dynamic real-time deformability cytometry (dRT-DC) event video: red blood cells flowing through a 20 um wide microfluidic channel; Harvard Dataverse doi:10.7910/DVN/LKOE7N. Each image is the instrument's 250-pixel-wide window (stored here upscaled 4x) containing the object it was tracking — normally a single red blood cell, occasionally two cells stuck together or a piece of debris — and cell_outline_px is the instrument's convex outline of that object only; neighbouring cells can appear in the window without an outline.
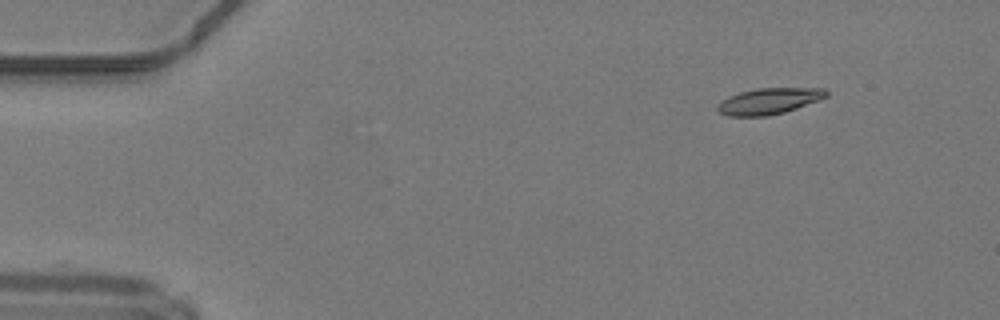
{"species": "common noctule bat (a hibernating species)", "species_latin": "Nyctalus noctula", "temperature_condition": "warm", "stored_images_in_passage": 44, "camera_frame_rate_fps": 3000, "um_per_image_px": 0.085, "animal": {"sex": "male", "body_mass_g": 19.2, "forearm_length_mm": 51.8}, "frame": {"image": 1, "passage_image": 1, "time_ms": 0.0, "image_size_px": [1000, 320], "cell_outline_px": [[828, 96], [820, 100], [784, 112], [768, 116], [728, 116], [720, 112], [716, 108], [728, 96], [740, 92], [756, 88], [824, 88], [828, 92]], "centroid_in_image_um": [65.4, 8.59], "position_along_channel_um": 19.6, "area_um2": 16.47}}
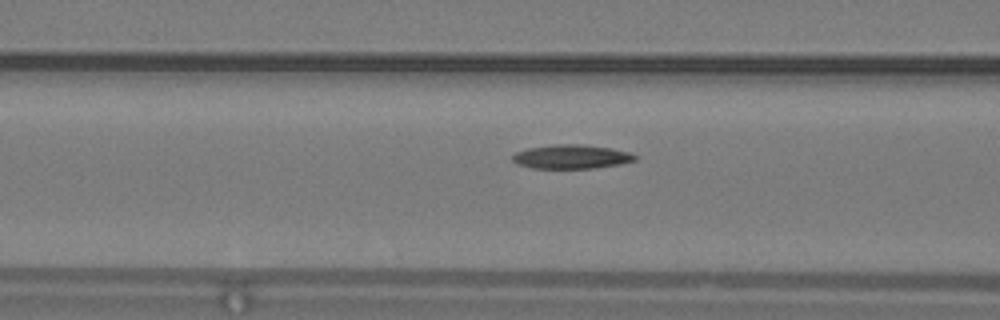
{"frame": {"image": 2, "passage_image": 15, "time_ms": 4.667, "image_size_px": [1000, 320], "cell_outline_px": [[636, 160], [620, 164], [596, 168], [532, 168], [516, 164], [512, 160], [512, 156], [516, 152], [528, 148], [552, 144], [584, 144], [612, 148], [628, 152], [636, 156]], "centroid_in_image_um": [48.55, 13.31], "position_along_channel_um": 118.0, "area_um2": 17.22}}
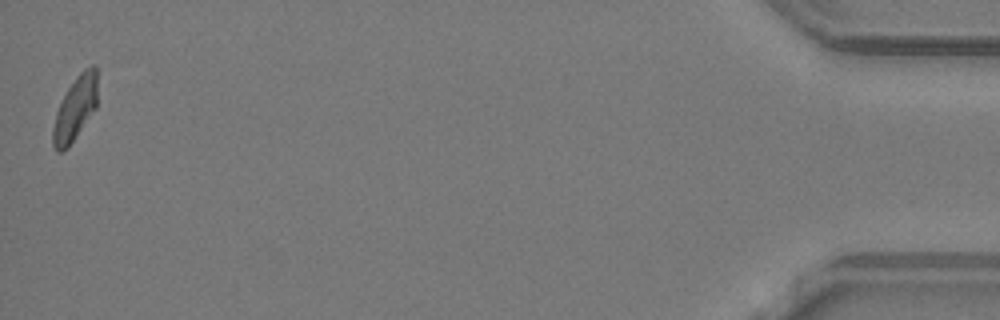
{"frame": {"image": 3, "passage_image": 44, "time_ms": 14.333, "image_size_px": [1000, 320], "cell_outline_px": [[96, 108], [68, 148], [60, 152], [56, 152], [52, 144], [52, 128], [56, 112], [68, 88], [76, 76], [84, 68], [92, 64], [96, 64]], "centroid_in_image_um": [6.37, 9.24], "position_along_channel_um": 428.8, "area_um2": 16.53}, "authors_computed_cell_mechanics": {"area_um2": 16.762, "velocity_mm_per_s": 4.2083, "shape_relaxation_time_tau1_ms": null, "shape_relaxation_time_tau2_ms": 6.2247, "deformation_change_tau1": null, "deformation_change_tau2": 0.1187}}